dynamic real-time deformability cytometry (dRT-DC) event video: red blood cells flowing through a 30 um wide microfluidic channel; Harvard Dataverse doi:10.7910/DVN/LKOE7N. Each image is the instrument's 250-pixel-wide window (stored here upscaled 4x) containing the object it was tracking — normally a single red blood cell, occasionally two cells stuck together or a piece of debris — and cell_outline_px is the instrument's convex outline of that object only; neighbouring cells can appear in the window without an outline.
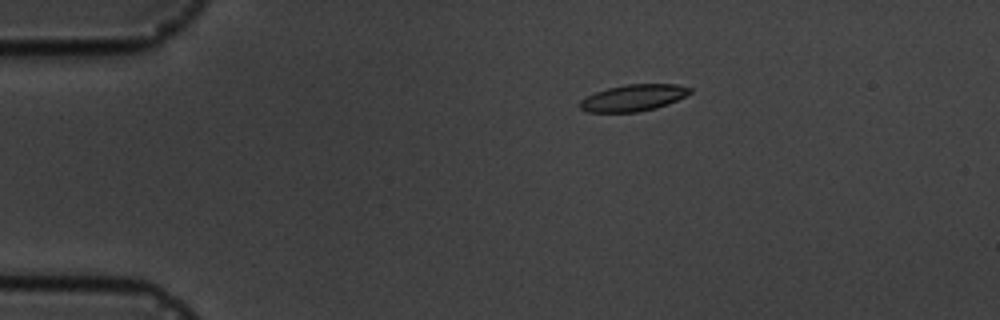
{"species": "common noctule bat (a hibernating species)", "species_latin": "Nyctalus noctula", "temperature_condition": "cold", "stored_images_in_passage": 7, "camera_frame_rate_fps": 3000, "um_per_image_px": 0.085, "animal": {"sex": "male", "body_mass_g": 19.5, "forearm_length_mm": 54.6}, "frame": {"image": 1, "passage_image": 4, "time_ms": 3.333, "image_size_px": [1000, 320], "cell_outline_px": [[692, 92], [668, 104], [656, 108], [636, 112], [588, 112], [580, 108], [580, 100], [596, 92], [608, 88], [628, 84], [676, 84], [692, 88]], "centroid_in_image_um": [53.85, 8.31], "position_along_channel_um": 31.2, "area_um2": 16.88}}
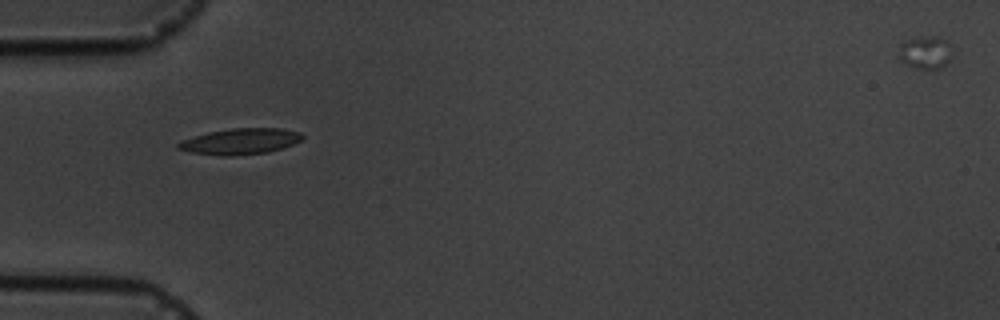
{"frame": {"image": 2, "passage_image": 6, "time_ms": 5.667, "image_size_px": [1000, 320], "cell_outline_px": [[304, 140], [284, 148], [268, 152], [232, 156], [220, 156], [188, 152], [176, 148], [176, 144], [180, 140], [192, 136], [208, 132], [232, 128], [284, 128], [300, 132], [304, 136]], "centroid_in_image_um": [20.43, 12.02], "position_along_channel_um": 64.6, "area_um2": 19.25}}
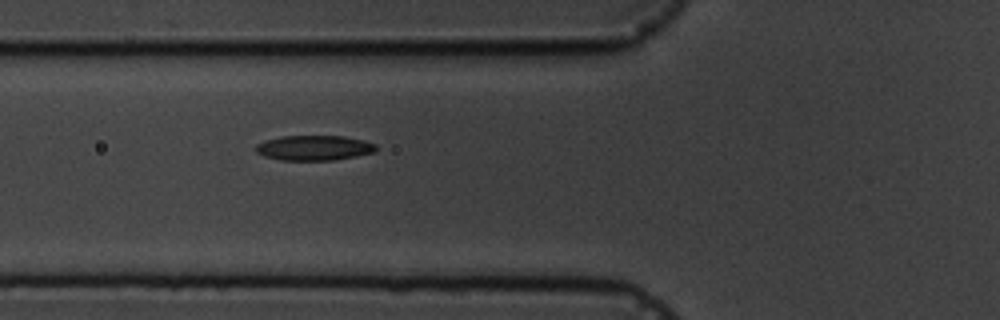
{"frame": {"image": 3, "passage_image": 7, "time_ms": 6.667, "image_size_px": [1000, 320], "cell_outline_px": [[376, 152], [356, 156], [332, 160], [280, 160], [264, 156], [256, 152], [256, 144], [264, 140], [280, 136], [344, 136], [364, 140], [376, 144]], "centroid_in_image_um": [26.69, 12.56], "position_along_channel_um": 99.1, "area_um2": 17.63}}